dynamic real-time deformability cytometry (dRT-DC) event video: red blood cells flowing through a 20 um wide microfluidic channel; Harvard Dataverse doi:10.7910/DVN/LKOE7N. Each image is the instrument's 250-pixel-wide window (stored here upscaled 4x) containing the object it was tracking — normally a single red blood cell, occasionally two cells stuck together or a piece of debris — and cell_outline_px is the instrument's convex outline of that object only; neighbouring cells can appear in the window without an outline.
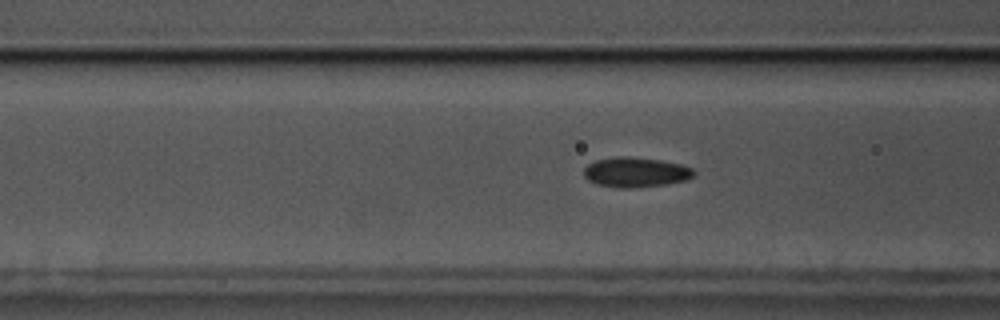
{"species": "common noctule bat (a hibernating species)", "species_latin": "Nyctalus noctula", "temperature_condition": "cold", "stored_images_in_passage": 41, "camera_frame_rate_fps": 3000, "um_per_image_px": 0.085, "animal": {"sex": "male", "body_mass_g": 17.5, "forearm_length_mm": 52.3}, "frame": {"image": 1, "passage_image": 5, "time_ms": 1.333, "image_size_px": [1000, 320], "cell_outline_px": [[696, 172], [692, 176], [684, 180], [668, 184], [636, 188], [620, 188], [596, 184], [588, 180], [584, 176], [584, 168], [588, 164], [596, 160], [620, 156], [628, 156], [660, 160], [680, 164], [692, 168]], "centroid_in_image_um": [54.01, 14.64], "position_along_channel_um": 112.6, "area_um2": 19.19}}
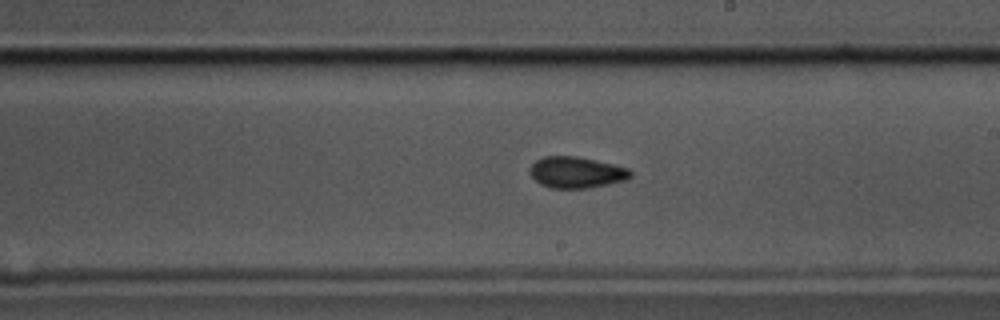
{"frame": {"image": 2, "passage_image": 16, "time_ms": 5.0, "image_size_px": [1000, 320], "cell_outline_px": [[632, 176], [628, 180], [588, 188], [552, 188], [540, 184], [528, 172], [528, 168], [536, 160], [544, 156], [576, 156], [612, 164], [628, 168], [632, 172]], "centroid_in_image_um": [48.99, 14.65], "position_along_channel_um": 240.0, "area_um2": 18.38}}
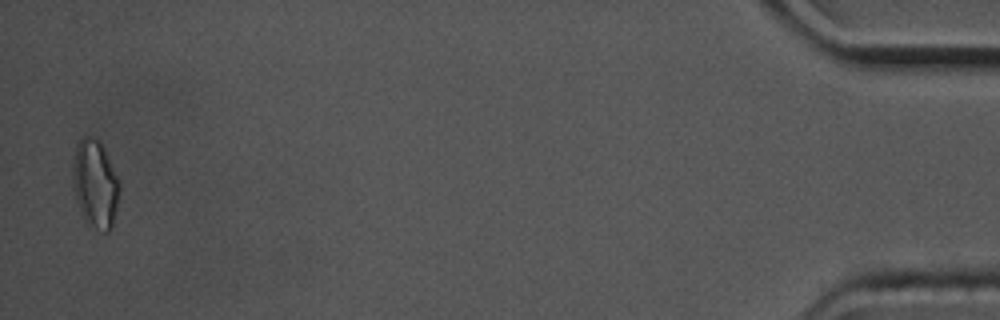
{"frame": {"image": 3, "passage_image": 40, "time_ms": 13.0, "image_size_px": [1000, 320], "cell_outline_px": [[120, 188], [112, 228], [108, 232], [104, 232], [88, 224], [84, 220], [72, 184], [72, 164], [76, 144], [84, 136], [92, 136], [104, 148], [120, 180]], "centroid_in_image_um": [8.09, 15.62], "position_along_channel_um": 427.1, "area_um2": 23.99}, "authors_computed_cell_mechanics": {"area_um2": 18.3804, "velocity_mm_per_s": 3.4806, "shape_relaxation_time_tau1_ms": 8.7246, "shape_relaxation_time_tau2_ms": 3.5436, "deformation_change_tau1": 0.1299, "deformation_change_tau2": 0.0854}}